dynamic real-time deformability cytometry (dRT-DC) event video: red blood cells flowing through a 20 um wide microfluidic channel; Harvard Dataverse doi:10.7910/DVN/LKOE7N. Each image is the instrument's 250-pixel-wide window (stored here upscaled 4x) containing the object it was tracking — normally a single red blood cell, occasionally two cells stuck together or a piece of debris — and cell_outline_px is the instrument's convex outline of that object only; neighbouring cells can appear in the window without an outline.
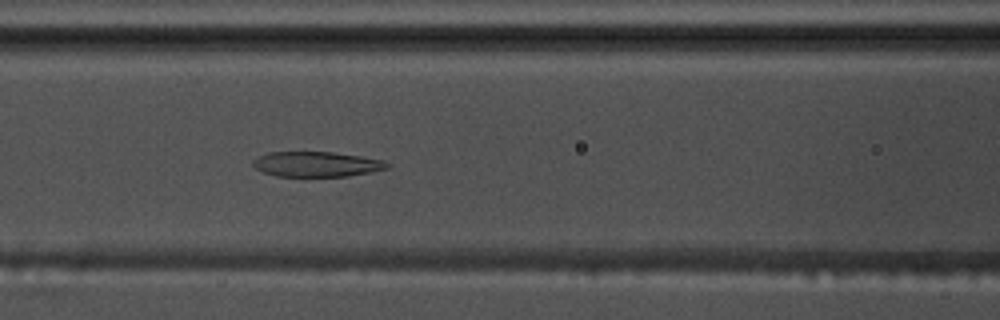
{"species": "common noctule bat (a hibernating species)", "species_latin": "Nyctalus noctula", "temperature_condition": "warm", "stored_images_in_passage": 57, "camera_frame_rate_fps": 3000, "um_per_image_px": 0.085, "animal": {"sex": "male", "body_mass_g": 17.5, "forearm_length_mm": 52.3}, "frame": {"image": 1, "passage_image": 24, "time_ms": 7.667, "image_size_px": [1000, 320], "cell_outline_px": [[392, 164], [388, 168], [372, 172], [348, 176], [276, 176], [264, 172], [256, 168], [252, 164], [252, 160], [268, 152], [332, 152], [360, 156], [384, 160]], "centroid_in_image_um": [26.95, 13.95], "position_along_channel_um": 139.7, "area_um2": 19.65}}
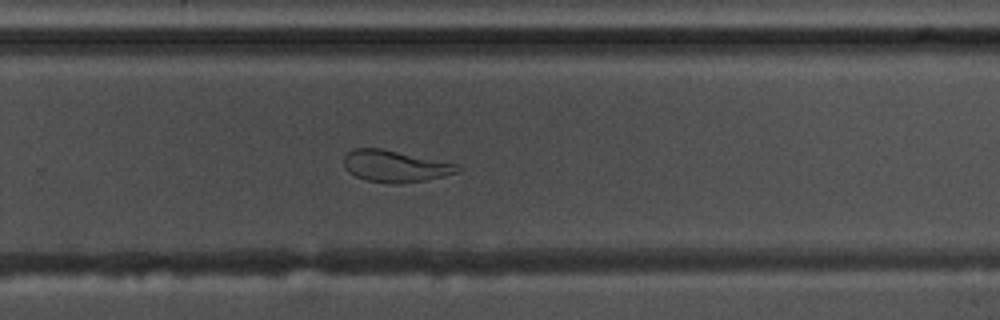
{"frame": {"image": 2, "passage_image": 37, "time_ms": 12.0, "image_size_px": [1000, 320], "cell_outline_px": [[464, 168], [460, 172], [444, 176], [424, 180], [396, 184], [392, 184], [364, 180], [348, 172], [344, 168], [344, 156], [352, 148], [380, 148], [456, 164]], "centroid_in_image_um": [33.56, 14.13], "position_along_channel_um": 296.2, "area_um2": 20.98}}
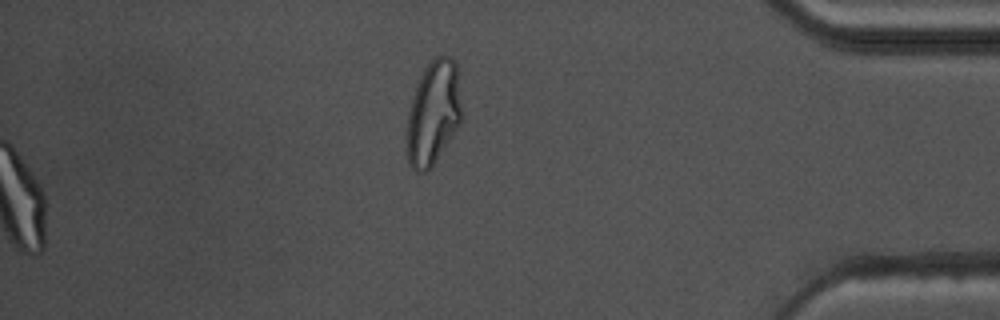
{"frame": {"image": 3, "passage_image": 57, "time_ms": 18.667, "image_size_px": [1000, 320], "cell_outline_px": [[464, 116], [460, 124], [432, 168], [428, 172], [416, 172], [412, 168], [408, 160], [408, 116], [412, 96], [420, 76], [424, 68], [436, 56], [448, 56], [456, 64], [464, 112]], "centroid_in_image_um": [36.88, 9.61], "position_along_channel_um": 398.3, "area_um2": 33.58}, "authors_computed_cell_mechanics": {"area_um2": 25.7788, "velocity_mm_per_s": 3.6271, "shape_relaxation_time_tau1_ms": null, "shape_relaxation_time_tau2_ms": 2.4363, "deformation_change_tau1": null, "deformation_change_tau2": 0.1013}}